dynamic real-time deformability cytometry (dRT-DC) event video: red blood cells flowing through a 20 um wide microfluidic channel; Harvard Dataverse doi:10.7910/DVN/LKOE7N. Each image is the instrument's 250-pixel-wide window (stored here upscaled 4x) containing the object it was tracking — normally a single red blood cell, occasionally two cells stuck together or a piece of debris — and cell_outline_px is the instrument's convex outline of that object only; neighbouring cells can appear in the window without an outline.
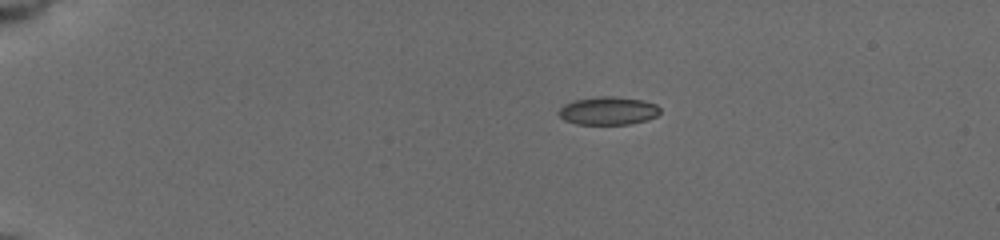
{"species": "common noctule bat (a hibernating species)", "species_latin": "Nyctalus noctula", "temperature_condition": "cold", "stored_images_in_passage": 45, "camera_frame_rate_fps": 3000, "um_per_image_px": 0.085, "animal": {"sex": "female", "body_mass_g": 19.5, "forearm_length_mm": 54.1}, "frame": {"image": 1, "passage_image": 1, "time_ms": 0.0, "image_size_px": [1000, 240], "cell_outline_px": [[660, 112], [656, 116], [644, 120], [628, 124], [576, 124], [564, 120], [560, 116], [560, 108], [564, 104], [576, 100], [600, 96], [612, 96], [640, 100], [656, 104], [660, 108]], "centroid_in_image_um": [51.69, 9.42], "position_along_channel_um": 33.3, "area_um2": 16.3}}
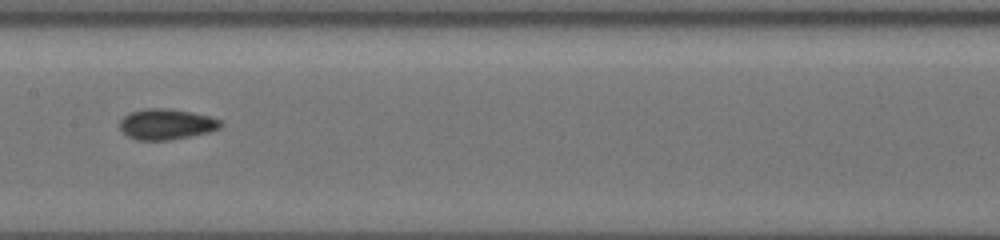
{"frame": {"image": 2, "passage_image": 20, "time_ms": 6.333, "image_size_px": [1000, 240], "cell_outline_px": [[220, 128], [208, 132], [168, 140], [136, 140], [128, 136], [120, 128], [120, 120], [124, 116], [132, 112], [144, 108], [168, 108], [192, 112], [208, 116], [220, 120]], "centroid_in_image_um": [14.11, 10.55], "position_along_channel_um": 193.3, "area_um2": 17.8}}
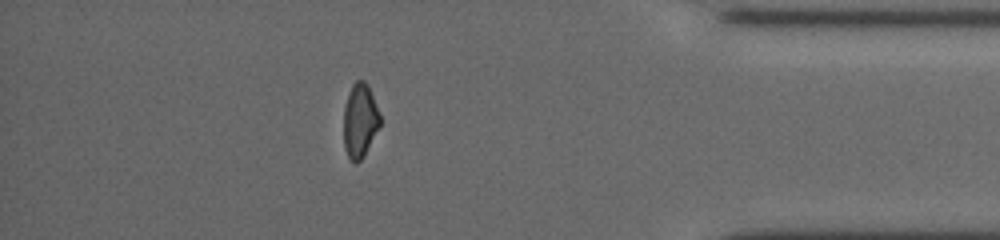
{"frame": {"image": 3, "passage_image": 39, "time_ms": 12.667, "image_size_px": [1000, 240], "cell_outline_px": [[380, 124], [364, 156], [356, 164], [348, 156], [344, 148], [344, 108], [348, 92], [352, 84], [356, 80], [364, 80], [368, 84], [380, 116]], "centroid_in_image_um": [30.58, 10.23], "position_along_channel_um": 404.6, "area_um2": 15.61}, "authors_computed_cell_mechanics": {"area_um2": 16.5308, "velocity_mm_per_s": 3.7729, "shape_relaxation_time_tau1_ms": 8.9648, "shape_relaxation_time_tau2_ms": 3.4137, "deformation_change_tau1": 0.1353, "deformation_change_tau2": 0.0674}}